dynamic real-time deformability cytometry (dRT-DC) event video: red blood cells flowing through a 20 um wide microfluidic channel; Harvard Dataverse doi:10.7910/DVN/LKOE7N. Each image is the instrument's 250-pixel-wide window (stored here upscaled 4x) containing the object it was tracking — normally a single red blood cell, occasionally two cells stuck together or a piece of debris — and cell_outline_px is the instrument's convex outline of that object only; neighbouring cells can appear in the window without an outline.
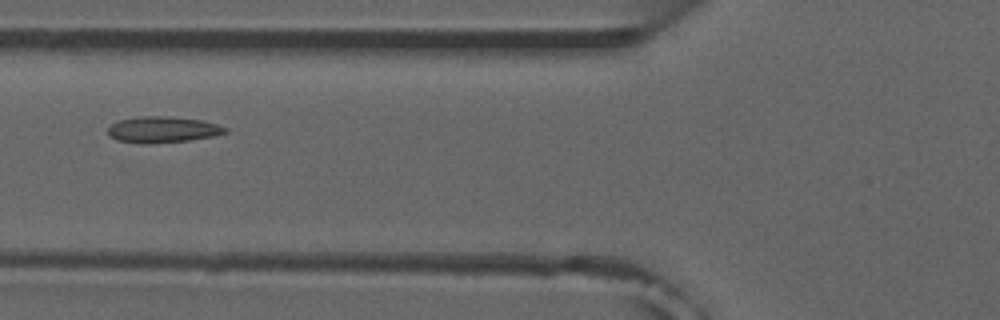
{"species": "common noctule bat (a hibernating species)", "species_latin": "Nyctalus noctula", "temperature_condition": "room temperature", "stored_images_in_passage": 40, "camera_frame_rate_fps": 3000, "um_per_image_px": 0.085, "animal": {"sex": "male", "forearm_length_mm": 52.5}, "frame": {"image": 1, "passage_image": 7, "time_ms": 2.0, "image_size_px": [1000, 320], "cell_outline_px": [[228, 132], [212, 136], [188, 140], [148, 144], [144, 144], [116, 140], [108, 132], [108, 128], [112, 124], [120, 120], [140, 116], [172, 116], [200, 120], [216, 124], [228, 128]], "centroid_in_image_um": [13.83, 11.01], "position_along_channel_um": 112.0, "area_um2": 17.74}, "authors_computed_cell_mechanics": {"area_um2": 16.8198, "velocity_mm_per_s": 3.8125, "shape_relaxation_time_tau1_ms": null, "shape_relaxation_time_tau2_ms": 5.1054, "deformation_change_tau1": null, "deformation_change_tau2": 0.0596}}